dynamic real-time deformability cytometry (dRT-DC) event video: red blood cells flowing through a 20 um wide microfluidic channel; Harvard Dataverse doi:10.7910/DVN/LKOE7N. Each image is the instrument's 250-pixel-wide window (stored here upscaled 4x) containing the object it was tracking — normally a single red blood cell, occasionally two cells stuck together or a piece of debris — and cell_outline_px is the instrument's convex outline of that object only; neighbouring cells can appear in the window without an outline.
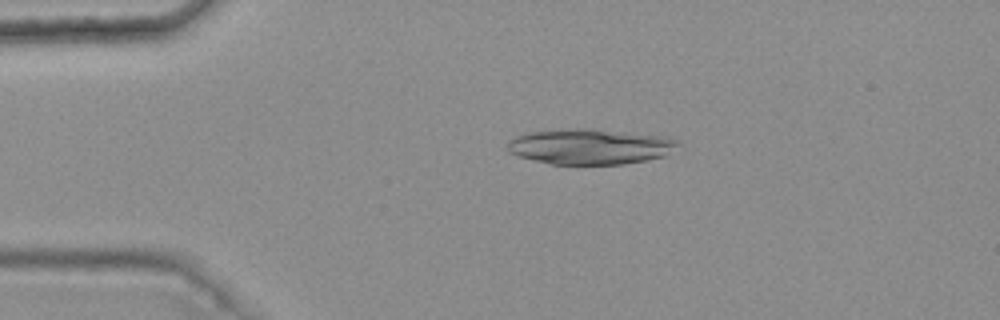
{"species": "common noctule bat (a hibernating species)", "species_latin": "Nyctalus noctula", "temperature_condition": "warm", "stored_images_in_passage": 4, "camera_frame_rate_fps": 3000, "um_per_image_px": 0.085, "animal": {"sex": "female", "body_mass_g": 25.1}, "frame": {"image": 1, "passage_image": 2, "time_ms": 0.333, "image_size_px": [1000, 320], "cell_outline_px": [[680, 144], [664, 156], [648, 160], [624, 164], [552, 164], [516, 156], [508, 152], [508, 144], [516, 136], [524, 132], [564, 128], [596, 128], [664, 136], [676, 140]], "centroid_in_image_um": [50.13, 12.44], "position_along_channel_um": 34.9, "area_um2": 35.6}}